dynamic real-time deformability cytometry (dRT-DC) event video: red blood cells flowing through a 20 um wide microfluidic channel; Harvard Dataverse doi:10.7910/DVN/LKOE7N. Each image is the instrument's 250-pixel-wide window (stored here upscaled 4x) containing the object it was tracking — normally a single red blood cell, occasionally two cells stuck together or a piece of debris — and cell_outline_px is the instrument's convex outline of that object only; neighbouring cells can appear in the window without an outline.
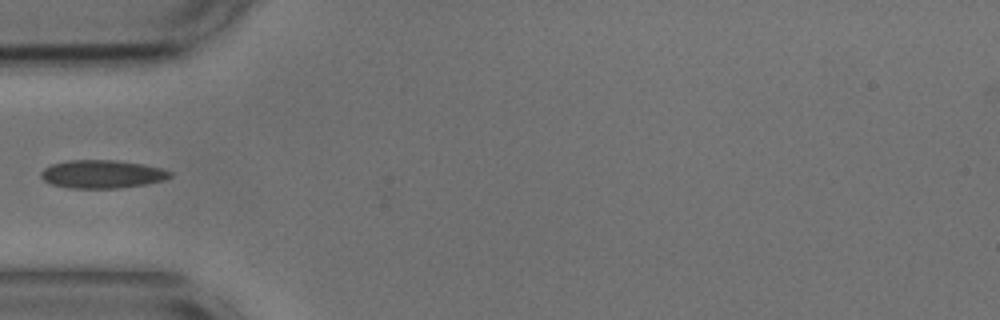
{"species": "common noctule bat (a hibernating species)", "species_latin": "Nyctalus noctula", "temperature_condition": "cold", "stored_images_in_passage": 4, "camera_frame_rate_fps": 3000, "um_per_image_px": 0.085, "animal": {"sex": "male", "body_mass_g": 17.9, "forearm_length_mm": 54.2}, "frame": {"image": 1, "passage_image": 3, "time_ms": 0.667, "image_size_px": [1000, 320], "cell_outline_px": [[172, 176], [164, 180], [144, 184], [120, 188], [68, 188], [52, 184], [44, 180], [40, 176], [40, 172], [44, 168], [52, 164], [68, 160], [116, 160], [144, 164], [160, 168], [172, 172]], "centroid_in_image_um": [8.67, 14.8], "position_along_channel_um": 76.3, "area_um2": 21.21}}